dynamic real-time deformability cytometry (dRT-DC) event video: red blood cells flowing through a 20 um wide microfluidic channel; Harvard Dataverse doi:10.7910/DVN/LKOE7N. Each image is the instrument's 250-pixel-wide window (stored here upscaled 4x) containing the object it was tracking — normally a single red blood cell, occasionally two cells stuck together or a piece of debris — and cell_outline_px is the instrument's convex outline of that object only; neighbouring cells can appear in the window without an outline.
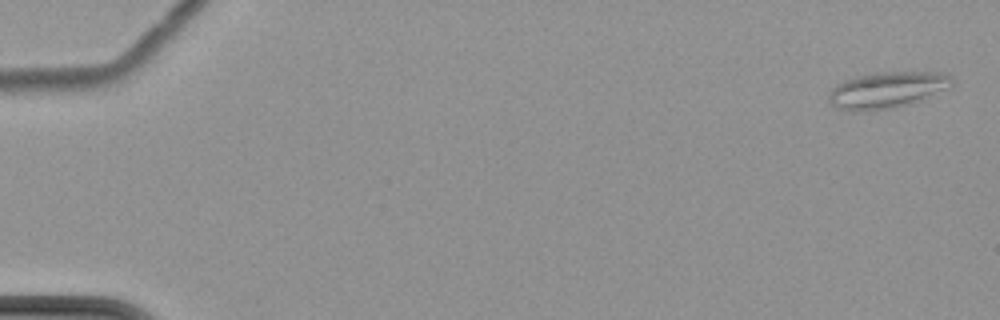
{"species": "common noctule bat (a hibernating species)", "species_latin": "Nyctalus noctula", "temperature_condition": "cold", "stored_images_in_passage": 6, "camera_frame_rate_fps": 3000, "um_per_image_px": 0.085, "animal": {"sex": "female", "body_mass_g": 22.7, "forearm_length_mm": 54.2}, "frame": {"image": 1, "passage_image": 1, "time_ms": 0.0, "image_size_px": [1000, 320], "cell_outline_px": [[956, 84], [924, 100], [892, 108], [856, 112], [836, 108], [828, 100], [828, 92], [836, 84], [844, 80], [876, 72], [944, 72], [952, 76], [956, 80]], "centroid_in_image_um": [75.45, 7.65], "position_along_channel_um": 9.5, "area_um2": 26.53}}